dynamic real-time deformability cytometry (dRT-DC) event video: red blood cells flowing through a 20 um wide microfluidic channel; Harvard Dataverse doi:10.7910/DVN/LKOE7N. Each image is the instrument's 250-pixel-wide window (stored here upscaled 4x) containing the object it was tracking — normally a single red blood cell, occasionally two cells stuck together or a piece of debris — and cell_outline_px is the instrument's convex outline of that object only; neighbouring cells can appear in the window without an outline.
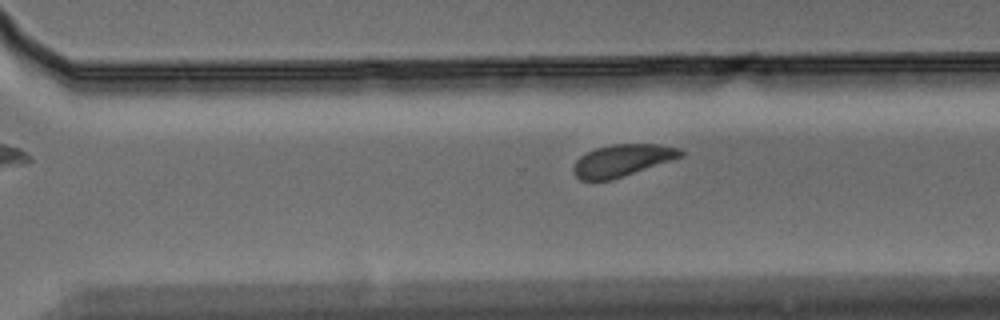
{"species": "Egyptian fruit bat (a non-hibernating species)", "species_latin": "Rousettus aegyptiacus", "temperature_condition": "warm", "stored_images_in_passage": 9, "camera_frame_rate_fps": 3000, "um_per_image_px": 0.085, "animal": {"sex": "male"}, "frame": {"image": 1, "passage_image": 9, "time_ms": 2.667, "image_size_px": [1000, 320], "cell_outline_px": [[684, 156], [612, 180], [580, 180], [572, 172], [572, 168], [576, 160], [580, 156], [596, 148], [612, 144], [660, 144], [680, 148], [684, 152]], "centroid_in_image_um": [52.9, 13.63], "position_along_channel_um": 317.7, "area_um2": 20.06}}